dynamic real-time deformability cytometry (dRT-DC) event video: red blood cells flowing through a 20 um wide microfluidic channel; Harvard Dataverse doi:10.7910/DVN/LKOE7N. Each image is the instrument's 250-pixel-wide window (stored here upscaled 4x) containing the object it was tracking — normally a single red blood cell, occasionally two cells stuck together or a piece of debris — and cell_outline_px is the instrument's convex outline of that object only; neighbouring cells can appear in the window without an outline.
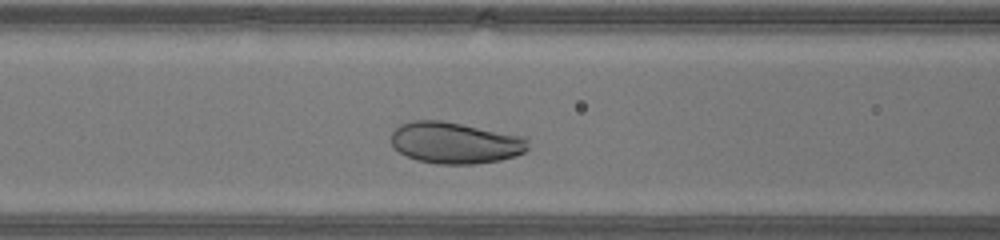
{"species": "human", "species_latin": "Homo sapiens", "temperature_condition": "warm", "stored_images_in_passage": 28, "camera_frame_rate_fps": 3000, "um_per_image_px": 0.085, "donor": {"sex": "male"}, "frame": {"image": 1, "passage_image": 10, "time_ms": 3.0, "image_size_px": [1000, 240], "cell_outline_px": [[528, 148], [524, 152], [516, 156], [500, 160], [472, 164], [436, 164], [416, 160], [400, 152], [392, 144], [392, 132], [400, 124], [412, 120], [440, 120], [524, 136], [528, 140]], "centroid_in_image_um": [38.69, 12.14], "position_along_channel_um": 127.9, "area_um2": 33.0}}
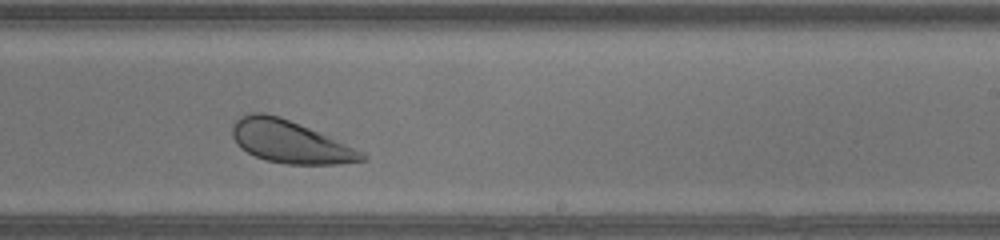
{"frame": {"image": 2, "passage_image": 19, "time_ms": 6.0, "image_size_px": [1000, 240], "cell_outline_px": [[368, 160], [336, 164], [284, 164], [268, 160], [256, 156], [240, 148], [236, 144], [232, 136], [232, 124], [240, 116], [252, 112], [264, 112], [280, 116], [328, 136], [364, 152], [368, 156]], "centroid_in_image_um": [24.63, 12.04], "position_along_channel_um": 264.4, "area_um2": 32.02}}
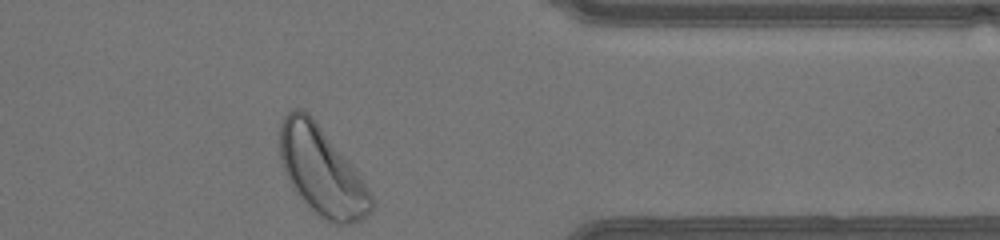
{"frame": {"image": 3, "passage_image": 28, "time_ms": 9.0, "image_size_px": [1000, 240], "cell_outline_px": [[376, 204], [372, 212], [360, 220], [348, 224], [336, 224], [324, 220], [292, 188], [284, 168], [280, 156], [280, 124], [284, 116], [292, 108], [300, 108], [308, 112], [312, 116], [356, 172], [372, 196]], "centroid_in_image_um": [27.33, 14.54], "position_along_channel_um": 384.1, "area_um2": 46.12}}